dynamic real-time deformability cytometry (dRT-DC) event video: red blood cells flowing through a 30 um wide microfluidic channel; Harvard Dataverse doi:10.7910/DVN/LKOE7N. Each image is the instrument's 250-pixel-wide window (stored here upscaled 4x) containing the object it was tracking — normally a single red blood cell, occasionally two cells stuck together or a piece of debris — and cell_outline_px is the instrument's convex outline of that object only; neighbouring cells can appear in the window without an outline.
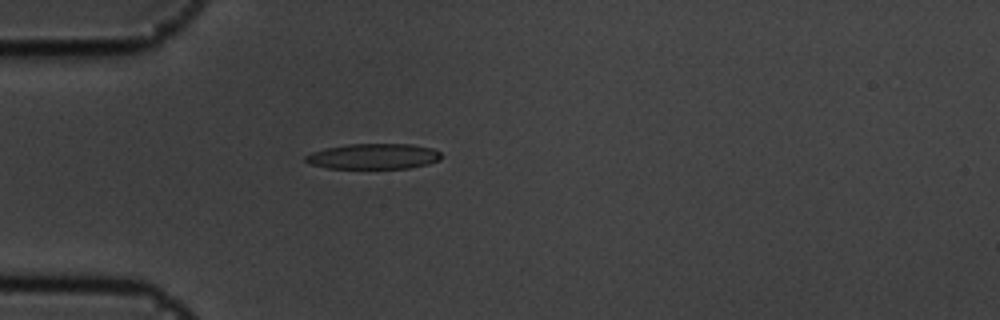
{"species": "common noctule bat (a hibernating species)", "species_latin": "Nyctalus noctula", "temperature_condition": "cold", "stored_images_in_passage": 5, "camera_frame_rate_fps": 3000, "um_per_image_px": 0.085, "animal": {"sex": "male", "body_mass_g": 19.5, "forearm_length_mm": 54.6}, "frame": {"image": 1, "passage_image": 5, "time_ms": 1.333, "image_size_px": [1000, 320], "cell_outline_px": [[444, 156], [440, 160], [428, 164], [408, 168], [328, 168], [308, 164], [304, 160], [304, 156], [312, 152], [324, 148], [348, 144], [412, 144], [432, 148], [440, 152]], "centroid_in_image_um": [31.75, 13.29], "position_along_channel_um": 53.3, "area_um2": 20.35}}